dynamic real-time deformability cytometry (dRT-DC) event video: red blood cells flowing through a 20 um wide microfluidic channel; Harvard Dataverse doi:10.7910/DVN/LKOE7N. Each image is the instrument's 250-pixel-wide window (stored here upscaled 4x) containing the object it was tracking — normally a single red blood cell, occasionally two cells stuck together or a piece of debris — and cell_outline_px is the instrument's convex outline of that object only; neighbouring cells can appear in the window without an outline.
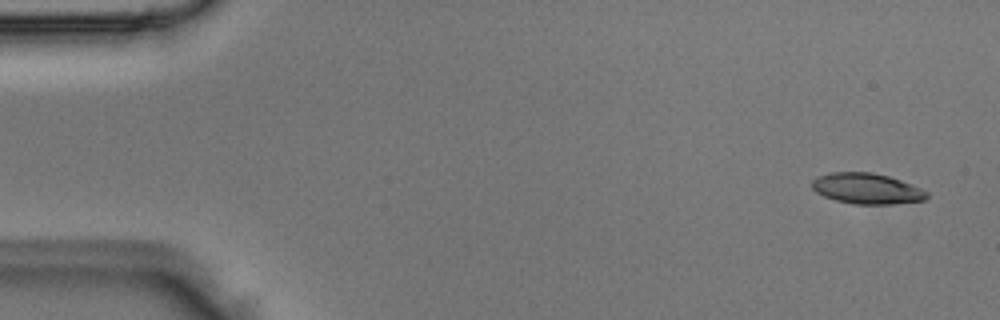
{"species": "Egyptian fruit bat (a non-hibernating species)", "species_latin": "Rousettus aegyptiacus", "temperature_condition": "room temperature", "stored_images_in_passage": 48, "camera_frame_rate_fps": 3000, "um_per_image_px": 0.085, "animal": {"sex": "male"}, "frame": {"image": 1, "passage_image": 1, "time_ms": 0.0, "image_size_px": [1000, 320], "cell_outline_px": [[928, 196], [924, 200], [892, 204], [852, 204], [836, 200], [824, 196], [816, 192], [812, 188], [812, 180], [820, 176], [832, 172], [872, 172], [888, 176], [912, 184], [928, 192]], "centroid_in_image_um": [73.68, 16.03], "position_along_channel_um": 11.3, "area_um2": 20.46}}
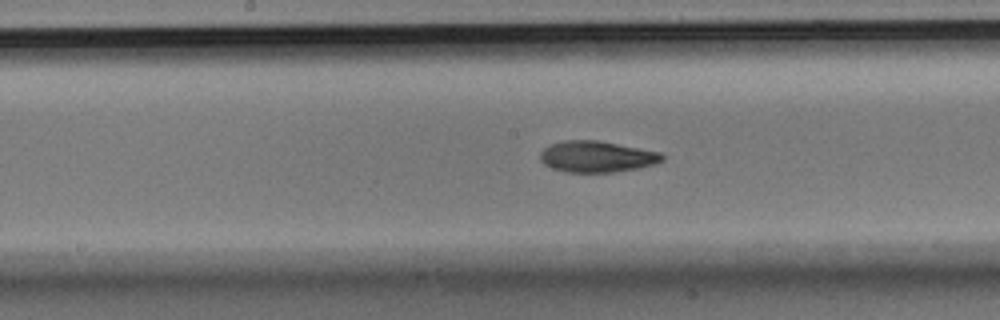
{"frame": {"image": 2, "passage_image": 24, "time_ms": 7.667, "image_size_px": [1000, 320], "cell_outline_px": [[664, 160], [652, 164], [636, 168], [612, 172], [568, 172], [552, 168], [544, 164], [540, 160], [540, 152], [544, 148], [552, 144], [564, 140], [596, 140], [640, 148], [660, 152], [664, 156]], "centroid_in_image_um": [50.7, 13.31], "position_along_channel_um": 197.5, "area_um2": 21.96}}
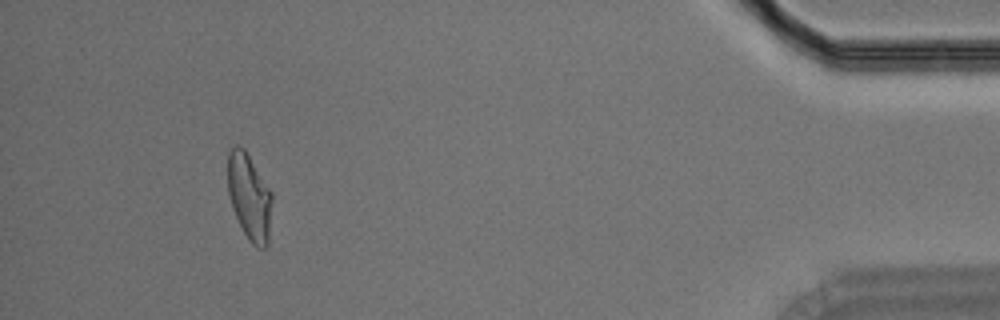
{"frame": {"image": 3, "passage_image": 45, "time_ms": 14.667, "image_size_px": [1000, 320], "cell_outline_px": [[272, 200], [268, 244], [264, 248], [260, 248], [252, 244], [248, 240], [232, 208], [228, 192], [228, 152], [236, 144], [240, 144], [244, 148], [272, 192]], "centroid_in_image_um": [21.2, 16.71], "position_along_channel_um": 414.0, "area_um2": 22.25}}